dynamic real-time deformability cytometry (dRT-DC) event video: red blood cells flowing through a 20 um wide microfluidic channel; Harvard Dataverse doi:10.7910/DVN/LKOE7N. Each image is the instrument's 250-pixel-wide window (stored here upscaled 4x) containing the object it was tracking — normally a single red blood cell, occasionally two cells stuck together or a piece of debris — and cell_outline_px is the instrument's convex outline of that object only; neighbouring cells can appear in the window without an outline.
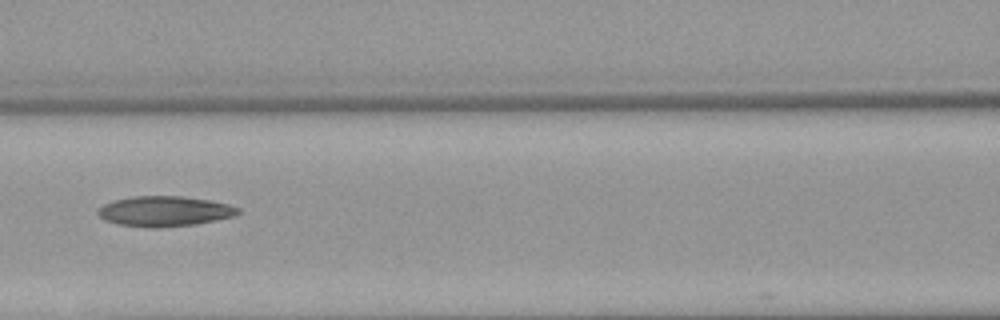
{"species": "Egyptian fruit bat (a non-hibernating species)", "species_latin": "Rousettus aegyptiacus", "temperature_condition": "warm", "stored_images_in_passage": 3, "camera_frame_rate_fps": 3000, "um_per_image_px": 0.085, "animal": {"sex": "female"}, "frame": {"image": 1, "passage_image": 3, "time_ms": 2.333, "image_size_px": [1000, 320], "cell_outline_px": [[240, 212], [236, 216], [196, 224], [160, 228], [148, 228], [120, 224], [104, 220], [96, 212], [96, 208], [104, 204], [116, 200], [132, 196], [184, 196], [208, 200], [228, 204], [240, 208]], "centroid_in_image_um": [13.99, 17.96], "position_along_channel_um": 152.6, "area_um2": 24.85}}